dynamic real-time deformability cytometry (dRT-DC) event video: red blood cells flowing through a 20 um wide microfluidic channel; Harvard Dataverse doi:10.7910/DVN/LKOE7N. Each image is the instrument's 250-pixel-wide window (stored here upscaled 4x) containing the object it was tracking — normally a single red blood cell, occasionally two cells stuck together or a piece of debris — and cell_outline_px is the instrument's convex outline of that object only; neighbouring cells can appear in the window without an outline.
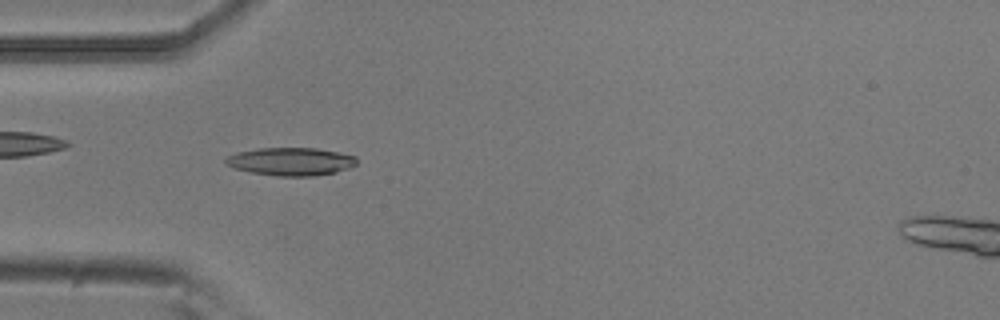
{"species": "common noctule bat (a hibernating species)", "species_latin": "Nyctalus noctula", "temperature_condition": "room temperature", "stored_images_in_passage": 53, "camera_frame_rate_fps": 3000, "um_per_image_px": 0.085, "animal": {"sex": "male", "body_mass_g": 20.5, "forearm_length_mm": 52.5}, "frame": {"image": 1, "passage_image": 16, "time_ms": 5.0, "image_size_px": [1000, 320], "cell_outline_px": [[356, 164], [348, 168], [336, 172], [312, 176], [276, 176], [252, 172], [232, 168], [224, 164], [224, 160], [228, 156], [240, 152], [260, 148], [316, 148], [356, 156]], "centroid_in_image_um": [24.7, 13.73], "position_along_channel_um": 60.3, "area_um2": 21.21}}
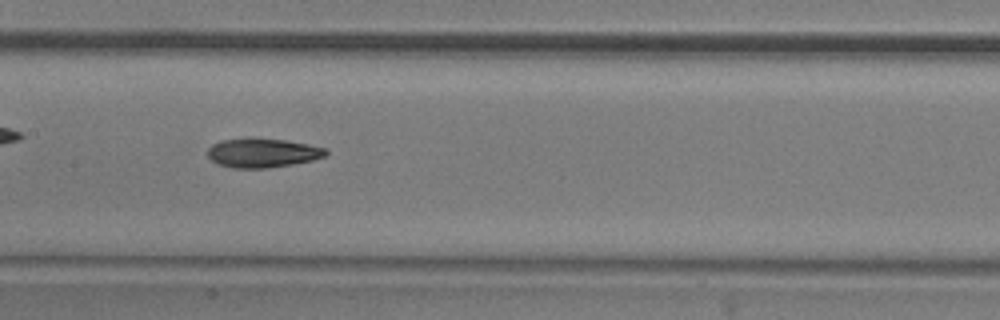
{"frame": {"image": 2, "passage_image": 26, "time_ms": 8.333, "image_size_px": [1000, 320], "cell_outline_px": [[328, 152], [324, 156], [312, 160], [292, 164], [268, 168], [232, 168], [216, 164], [208, 156], [208, 148], [212, 144], [220, 140], [284, 140], [308, 144], [324, 148]], "centroid_in_image_um": [22.29, 13.03], "position_along_channel_um": 185.1, "area_um2": 19.48}}
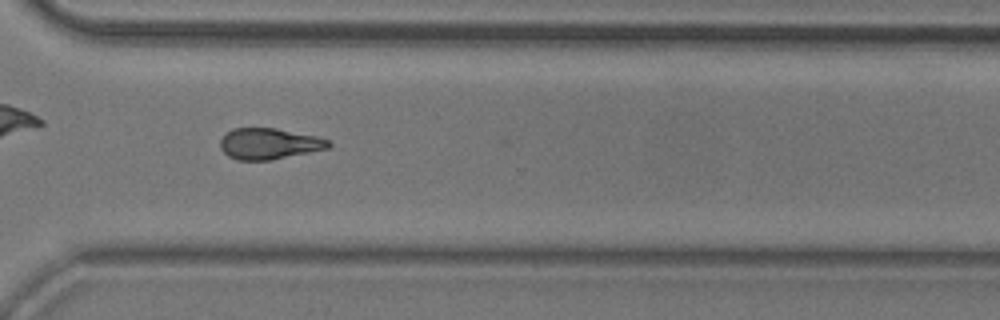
{"frame": {"image": 3, "passage_image": 39, "time_ms": 12.667, "image_size_px": [1000, 320], "cell_outline_px": [[332, 144], [328, 148], [272, 160], [236, 160], [228, 156], [220, 148], [220, 140], [232, 128], [276, 128], [316, 136], [328, 140]], "centroid_in_image_um": [22.85, 12.22], "position_along_channel_um": 347.7, "area_um2": 19.54}, "authors_computed_cell_mechanics": {"area_um2": 20.0566, "velocity_mm_per_s": 3.7742, "shape_relaxation_time_tau1_ms": 8.6823, "shape_relaxation_time_tau2_ms": 4.7326, "deformation_change_tau1": 0.1686, "deformation_change_tau2": 0.1386}}